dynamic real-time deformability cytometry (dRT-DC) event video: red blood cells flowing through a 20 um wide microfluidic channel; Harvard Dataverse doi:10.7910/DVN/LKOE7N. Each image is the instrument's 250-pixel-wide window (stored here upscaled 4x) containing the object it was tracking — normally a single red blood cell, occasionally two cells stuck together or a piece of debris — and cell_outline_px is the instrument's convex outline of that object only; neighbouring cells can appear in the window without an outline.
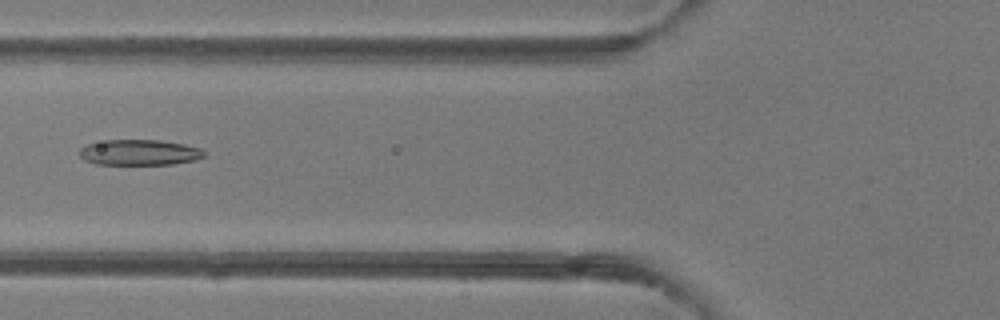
{"species": "common noctule bat (a hibernating species)", "species_latin": "Nyctalus noctula", "temperature_condition": "room temperature", "stored_images_in_passage": 7, "camera_frame_rate_fps": 3000, "um_per_image_px": 0.085, "animal": {"sex": "female"}, "frame": {"image": 1, "passage_image": 6, "time_ms": 6.0, "image_size_px": [1000, 320], "cell_outline_px": [[208, 156], [196, 160], [172, 164], [96, 164], [84, 160], [80, 156], [80, 148], [88, 144], [108, 140], [160, 140], [184, 144], [200, 148]], "centroid_in_image_um": [11.89, 12.96], "position_along_channel_um": 113.9, "area_um2": 18.61}}
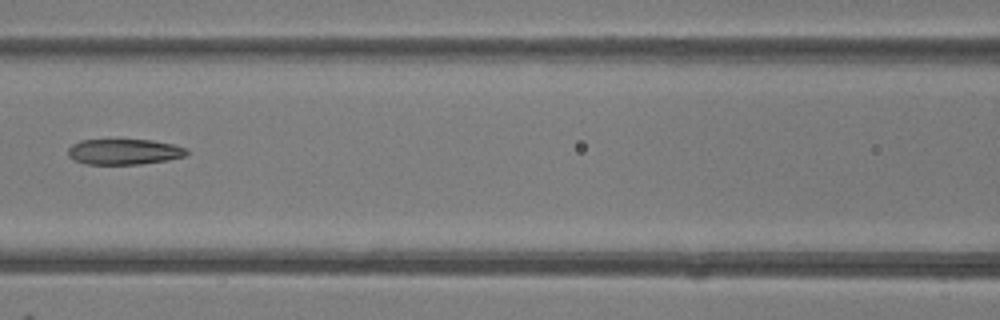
{"frame": {"image": 2, "passage_image": 7, "time_ms": 7.0, "image_size_px": [1000, 320], "cell_outline_px": [[188, 152], [184, 156], [168, 160], [140, 164], [88, 164], [76, 160], [68, 156], [68, 148], [72, 144], [80, 140], [152, 140], [172, 144], [184, 148]], "centroid_in_image_um": [10.53, 12.9], "position_along_channel_um": 156.1, "area_um2": 17.51}}